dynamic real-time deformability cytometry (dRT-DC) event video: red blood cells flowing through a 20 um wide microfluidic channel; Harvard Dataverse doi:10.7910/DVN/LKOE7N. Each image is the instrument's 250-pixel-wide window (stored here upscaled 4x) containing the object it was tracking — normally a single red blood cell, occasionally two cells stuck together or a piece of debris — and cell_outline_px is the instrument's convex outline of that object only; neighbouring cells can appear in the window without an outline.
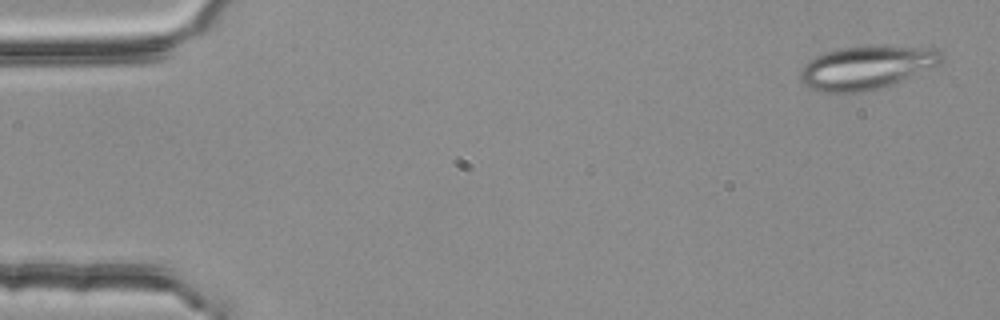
{"species": "common noctule bat (a hibernating species)", "species_latin": "Nyctalus noctula", "temperature_condition": "room temperature", "stored_images_in_passage": 4, "camera_frame_rate_fps": 3000, "um_per_image_px": 0.085, "animal": {"sex": "female", "body_mass_g": 25.1}, "frame": {"image": 1, "passage_image": 1, "time_ms": 0.0, "image_size_px": [1000, 320], "cell_outline_px": [[944, 60], [940, 64], [896, 84], [880, 88], [860, 92], [820, 92], [808, 88], [800, 80], [800, 72], [808, 60], [824, 52], [840, 48], [936, 48], [940, 52]], "centroid_in_image_um": [73.63, 5.79], "position_along_channel_um": 11.4, "area_um2": 35.08}}